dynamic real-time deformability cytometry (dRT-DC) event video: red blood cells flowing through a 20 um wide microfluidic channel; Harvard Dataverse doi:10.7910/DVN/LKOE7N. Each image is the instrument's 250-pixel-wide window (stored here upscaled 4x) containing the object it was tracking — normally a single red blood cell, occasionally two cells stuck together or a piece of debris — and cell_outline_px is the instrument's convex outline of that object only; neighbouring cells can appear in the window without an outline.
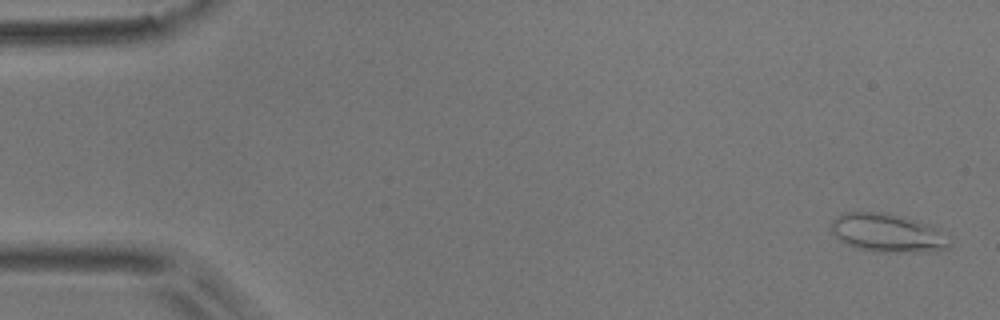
{"species": "common noctule bat (a hibernating species)", "species_latin": "Nyctalus noctula", "temperature_condition": "room temperature", "stored_images_in_passage": 5, "camera_frame_rate_fps": 3000, "um_per_image_px": 0.085, "animal": {"sex": "male", "body_mass_g": 17.9}, "frame": {"image": 1, "passage_image": 1, "time_ms": 0.0, "image_size_px": [1000, 320], "cell_outline_px": [[948, 248], [936, 252], [880, 252], [856, 248], [840, 240], [832, 232], [832, 220], [844, 212], [888, 212], [920, 220], [932, 224], [948, 244]], "centroid_in_image_um": [75.42, 19.79], "position_along_channel_um": 9.6, "area_um2": 26.47}}